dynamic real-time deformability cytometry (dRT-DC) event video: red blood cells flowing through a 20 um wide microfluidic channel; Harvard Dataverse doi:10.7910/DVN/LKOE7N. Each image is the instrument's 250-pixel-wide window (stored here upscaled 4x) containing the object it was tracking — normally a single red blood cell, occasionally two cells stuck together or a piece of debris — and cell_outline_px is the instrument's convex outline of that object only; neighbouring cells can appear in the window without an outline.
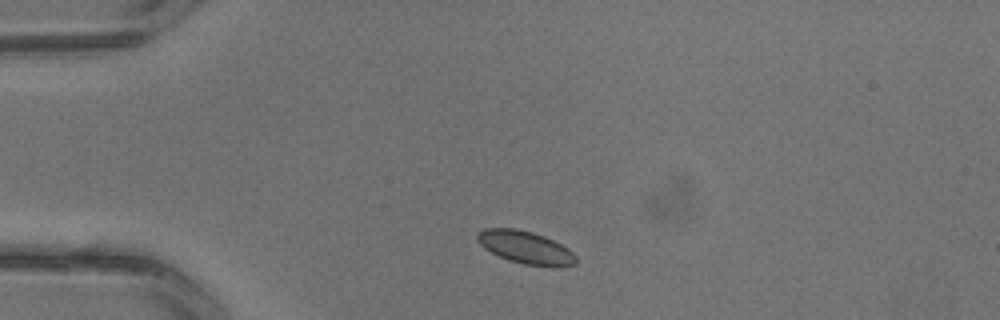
{"species": "common noctule bat (a hibernating species)", "species_latin": "Nyctalus noctula", "temperature_condition": "warm", "stored_images_in_passage": 1, "camera_frame_rate_fps": 3000, "um_per_image_px": 0.085, "animal": {"sex": "male", "body_mass_g": 13.3}, "frame": {"image": 1, "passage_image": 1, "time_ms": 0.0, "image_size_px": [1000, 320], "cell_outline_px": [[576, 264], [556, 268], [552, 268], [524, 264], [508, 260], [484, 248], [476, 240], [476, 236], [484, 228], [516, 228], [532, 232], [544, 236], [568, 248], [576, 256]], "centroid_in_image_um": [44.69, 21.05], "position_along_channel_um": 40.3, "area_um2": 18.9}}